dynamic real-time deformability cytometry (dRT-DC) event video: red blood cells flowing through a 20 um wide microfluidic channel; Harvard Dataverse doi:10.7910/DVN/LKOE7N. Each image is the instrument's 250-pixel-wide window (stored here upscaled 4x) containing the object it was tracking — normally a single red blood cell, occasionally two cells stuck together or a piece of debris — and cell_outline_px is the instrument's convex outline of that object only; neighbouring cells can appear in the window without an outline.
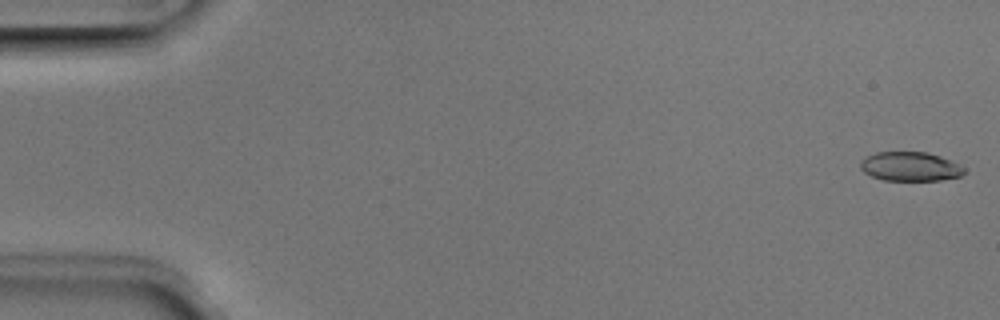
{"species": "Egyptian fruit bat (a non-hibernating species)", "species_latin": "Rousettus aegyptiacus", "temperature_condition": "room temperature", "stored_images_in_passage": 5, "camera_frame_rate_fps": 3000, "um_per_image_px": 0.085, "animal": {"sex": "male"}, "frame": {"image": 1, "passage_image": 1, "time_ms": 0.0, "image_size_px": [1000, 320], "cell_outline_px": [[964, 172], [960, 176], [940, 180], [884, 180], [872, 176], [864, 172], [860, 168], [860, 160], [876, 152], [928, 152], [952, 160], [964, 168]], "centroid_in_image_um": [77.36, 14.14], "position_along_channel_um": 7.6, "area_um2": 17.57}}